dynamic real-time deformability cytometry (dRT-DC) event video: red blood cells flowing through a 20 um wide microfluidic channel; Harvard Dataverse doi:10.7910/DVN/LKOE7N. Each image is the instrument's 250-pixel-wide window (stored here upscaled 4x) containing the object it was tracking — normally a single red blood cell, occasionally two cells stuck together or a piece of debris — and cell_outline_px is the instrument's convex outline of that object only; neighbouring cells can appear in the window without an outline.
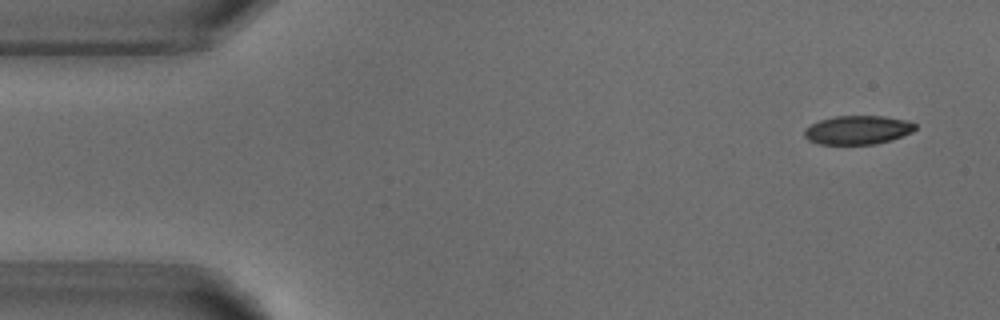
{"species": "common noctule bat (a hibernating species)", "species_latin": "Nyctalus noctula", "temperature_condition": "warm", "stored_images_in_passage": 4, "camera_frame_rate_fps": 3000, "um_per_image_px": 0.085, "animal": {"sex": "male", "body_mass_g": 18.8}, "frame": {"image": 1, "passage_image": 1, "time_ms": 0.0, "image_size_px": [1000, 320], "cell_outline_px": [[916, 128], [912, 132], [876, 144], [820, 144], [808, 140], [804, 136], [804, 128], [820, 120], [836, 116], [884, 116], [904, 120], [916, 124]], "centroid_in_image_um": [72.87, 11.04], "position_along_channel_um": 12.1, "area_um2": 18.38}}
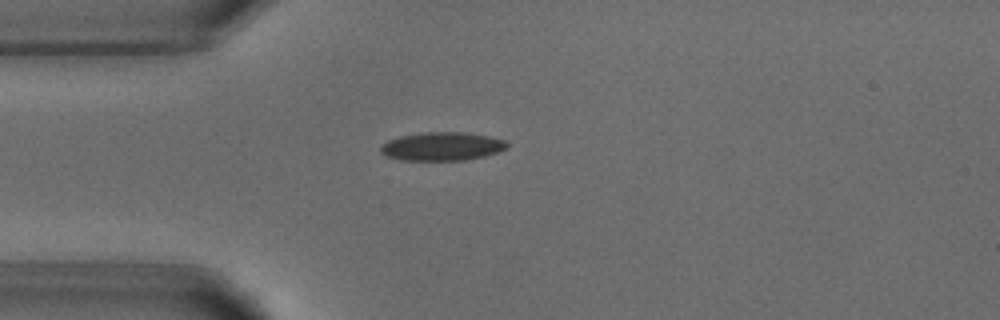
{"frame": {"image": 2, "passage_image": 3, "time_ms": 3.333, "image_size_px": [1000, 320], "cell_outline_px": [[508, 148], [500, 152], [484, 156], [464, 160], [400, 160], [384, 156], [380, 152], [380, 148], [388, 140], [400, 136], [420, 132], [464, 132], [488, 136], [504, 140], [508, 144]], "centroid_in_image_um": [37.57, 12.44], "position_along_channel_um": 47.4, "area_um2": 21.1}}